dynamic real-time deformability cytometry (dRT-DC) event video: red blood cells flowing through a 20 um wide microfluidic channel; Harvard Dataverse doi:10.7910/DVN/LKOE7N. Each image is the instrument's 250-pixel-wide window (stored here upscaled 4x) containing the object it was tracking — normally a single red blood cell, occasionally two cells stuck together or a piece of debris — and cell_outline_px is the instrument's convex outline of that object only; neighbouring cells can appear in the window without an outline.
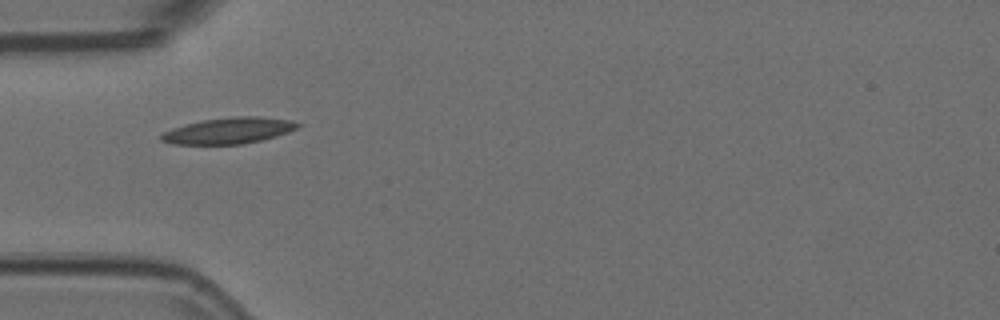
{"species": "Egyptian fruit bat (a non-hibernating species)", "species_latin": "Rousettus aegyptiacus", "temperature_condition": "room temperature", "stored_images_in_passage": 6, "camera_frame_rate_fps": 3000, "um_per_image_px": 0.085, "animal": {"sex": "female"}, "frame": {"image": 1, "passage_image": 1, "time_ms": 0.0, "image_size_px": [1000, 320], "cell_outline_px": [[300, 128], [276, 136], [260, 140], [240, 144], [172, 144], [160, 140], [160, 136], [164, 132], [172, 128], [184, 124], [204, 120], [232, 116], [260, 116], [292, 120], [300, 124]], "centroid_in_image_um": [19.46, 11.09], "position_along_channel_um": 65.5, "area_um2": 20.81}}
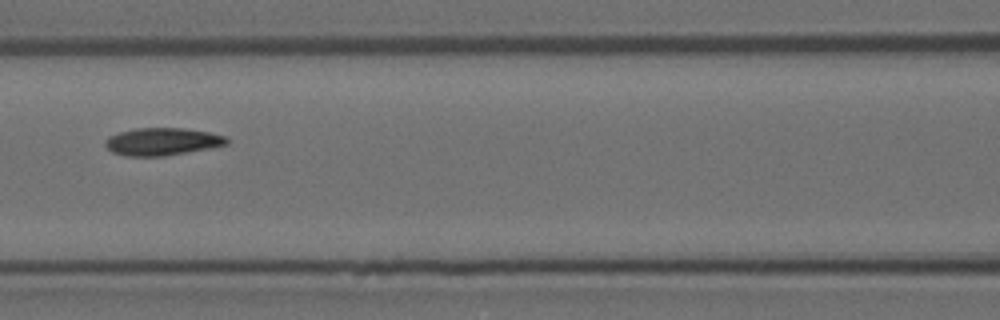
{"frame": {"image": 2, "passage_image": 3, "time_ms": 0.667, "image_size_px": [1000, 320], "cell_outline_px": [[228, 144], [212, 148], [164, 156], [128, 156], [112, 152], [104, 144], [108, 136], [120, 132], [136, 128], [184, 128], [208, 132], [228, 136]], "centroid_in_image_um": [13.82, 12.03], "position_along_channel_um": 152.8, "area_um2": 19.54}}
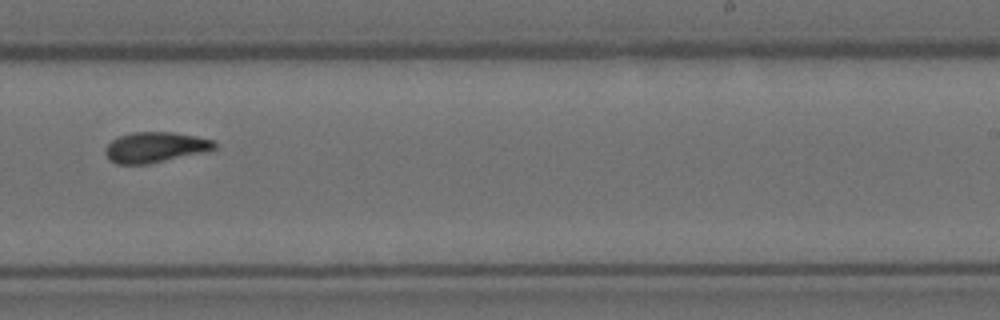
{"frame": {"image": 3, "passage_image": 6, "time_ms": 1.667, "image_size_px": [1000, 320], "cell_outline_px": [[216, 148], [200, 152], [148, 164], [116, 164], [108, 160], [104, 152], [104, 148], [112, 140], [120, 136], [132, 132], [172, 132], [196, 136], [216, 140]], "centroid_in_image_um": [13.14, 12.51], "position_along_channel_um": 275.9, "area_um2": 19.25}}